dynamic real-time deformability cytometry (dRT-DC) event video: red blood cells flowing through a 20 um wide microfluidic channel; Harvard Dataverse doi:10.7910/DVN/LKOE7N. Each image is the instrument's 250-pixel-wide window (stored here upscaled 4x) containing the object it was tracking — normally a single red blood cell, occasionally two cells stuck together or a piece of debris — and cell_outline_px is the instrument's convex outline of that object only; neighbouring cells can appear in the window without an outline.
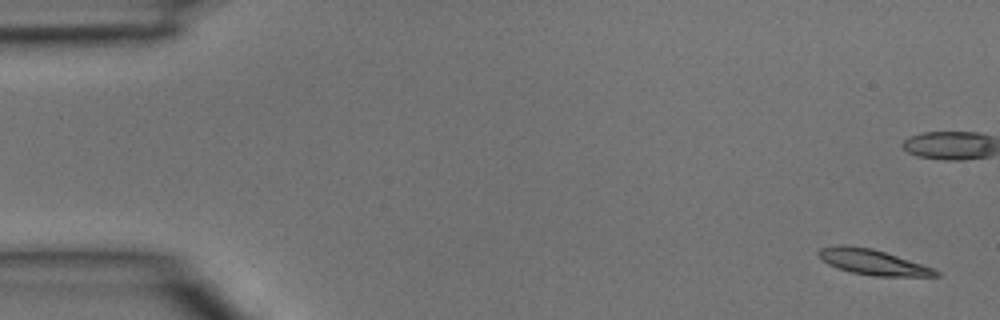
{"species": "common noctule bat (a hibernating species)", "species_latin": "Nyctalus noctula", "temperature_condition": "room temperature", "stored_images_in_passage": 5, "camera_frame_rate_fps": 3000, "um_per_image_px": 0.085, "animal": {"sex": "male", "body_mass_g": 15.6}, "frame": {"image": 1, "passage_image": 1, "time_ms": 0.0, "image_size_px": [1000, 320], "cell_outline_px": [[940, 276], [872, 276], [852, 272], [828, 264], [820, 260], [816, 252], [820, 248], [836, 244], [844, 244], [872, 248], [936, 268], [940, 272]], "centroid_in_image_um": [74.17, 22.26], "position_along_channel_um": 10.8, "area_um2": 17.57}}
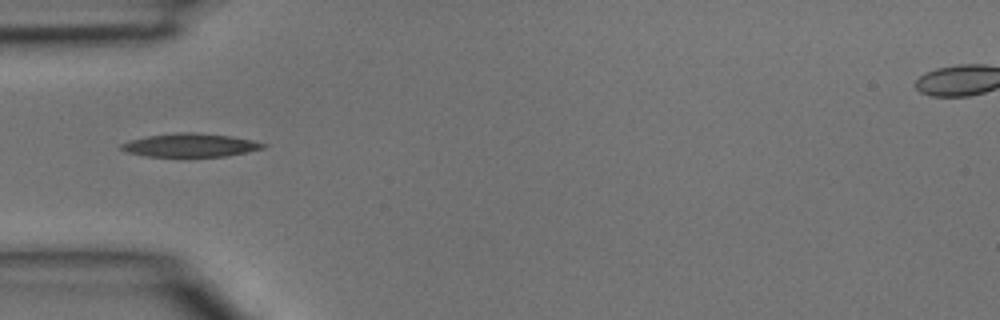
{"frame": {"image": 2, "passage_image": 4, "time_ms": 1.0, "image_size_px": [1000, 320], "cell_outline_px": [[268, 144], [264, 148], [248, 152], [228, 156], [148, 156], [128, 152], [120, 148], [120, 144], [128, 140], [148, 136], [176, 132], [196, 132], [232, 136], [252, 140]], "centroid_in_image_um": [16.21, 12.33], "position_along_channel_um": 68.8, "area_um2": 19.36}}